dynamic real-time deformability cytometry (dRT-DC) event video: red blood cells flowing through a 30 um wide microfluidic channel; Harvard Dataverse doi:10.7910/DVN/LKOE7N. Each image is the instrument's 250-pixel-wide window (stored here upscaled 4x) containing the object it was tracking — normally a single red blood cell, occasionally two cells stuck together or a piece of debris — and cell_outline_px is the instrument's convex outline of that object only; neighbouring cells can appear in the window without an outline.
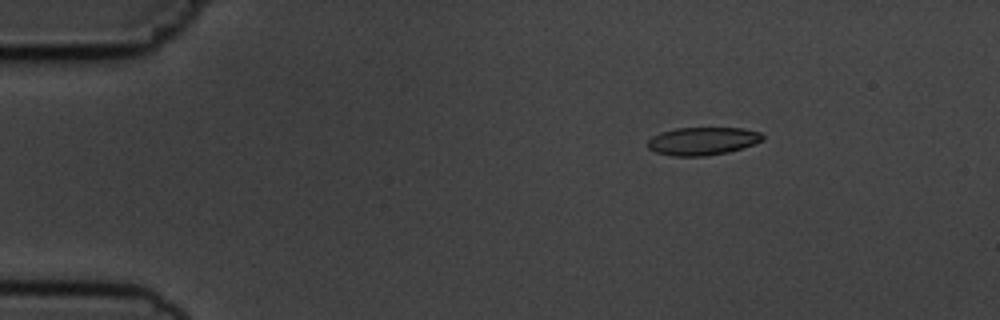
{"species": "common noctule bat (a hibernating species)", "species_latin": "Nyctalus noctula", "temperature_condition": "cold", "stored_images_in_passage": 3, "camera_frame_rate_fps": 3000, "um_per_image_px": 0.085, "animal": {"sex": "male", "body_mass_g": 19.5, "forearm_length_mm": 54.6}, "frame": {"image": 1, "passage_image": 1, "time_ms": 0.0, "image_size_px": [1000, 320], "cell_outline_px": [[764, 140], [728, 152], [704, 156], [672, 156], [656, 152], [648, 148], [648, 140], [652, 136], [676, 128], [744, 128], [760, 132], [764, 136]], "centroid_in_image_um": [59.73, 11.99], "position_along_channel_um": 25.3, "area_um2": 18.55}}